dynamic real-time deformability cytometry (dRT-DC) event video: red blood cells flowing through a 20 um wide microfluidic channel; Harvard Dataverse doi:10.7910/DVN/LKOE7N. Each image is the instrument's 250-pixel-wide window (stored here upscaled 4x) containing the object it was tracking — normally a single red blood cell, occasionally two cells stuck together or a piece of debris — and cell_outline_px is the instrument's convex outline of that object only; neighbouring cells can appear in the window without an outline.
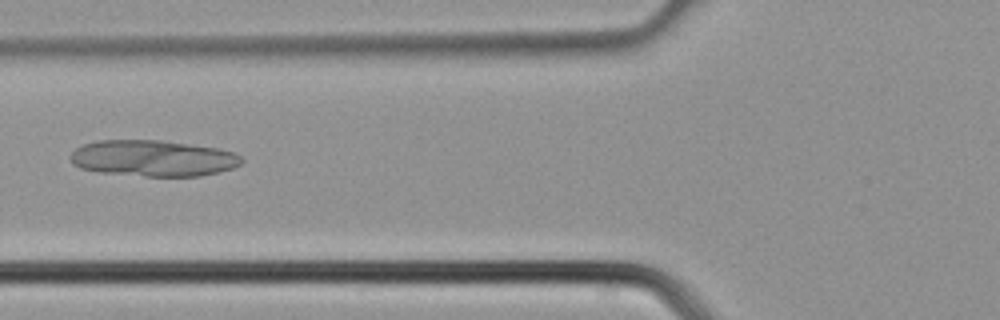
{"species": "common noctule bat (a hibernating species)", "species_latin": "Nyctalus noctula", "temperature_condition": "cold", "stored_images_in_passage": 3, "camera_frame_rate_fps": 3000, "um_per_image_px": 0.085, "animal": {"sex": "male", "body_mass_g": 21.5, "forearm_length_mm": 52.0}, "frame": {"image": 1, "passage_image": 3, "time_ms": 0.667, "image_size_px": [1000, 320], "cell_outline_px": [[244, 160], [240, 164], [232, 168], [200, 176], [144, 176], [100, 172], [80, 168], [72, 164], [72, 152], [76, 148], [84, 144], [100, 140], [160, 140], [216, 148], [236, 152]], "centroid_in_image_um": [13.02, 13.45], "position_along_channel_um": 112.8, "area_um2": 35.89}}